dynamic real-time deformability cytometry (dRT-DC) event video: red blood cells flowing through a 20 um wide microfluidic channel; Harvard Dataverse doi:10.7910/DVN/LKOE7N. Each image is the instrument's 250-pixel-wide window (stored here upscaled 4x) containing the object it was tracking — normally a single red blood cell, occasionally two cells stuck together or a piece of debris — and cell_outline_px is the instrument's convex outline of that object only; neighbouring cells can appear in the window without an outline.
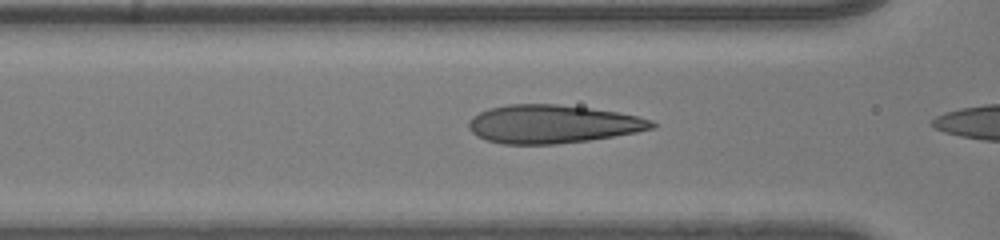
{"species": "human", "species_latin": "Homo sapiens", "temperature_condition": "room temperature", "stored_images_in_passage": 6, "camera_frame_rate_fps": 3000, "um_per_image_px": 0.085, "donor": {"sex": "male"}, "frame": {"image": 1, "passage_image": 4, "time_ms": 1.0, "image_size_px": [1000, 240], "cell_outline_px": [[656, 128], [636, 132], [588, 140], [556, 144], [504, 144], [484, 140], [476, 136], [468, 128], [468, 120], [472, 116], [488, 108], [508, 104], [556, 104], [588, 108], [616, 112], [636, 116], [652, 120], [656, 124]], "centroid_in_image_um": [46.91, 10.55], "position_along_channel_um": 119.7, "area_um2": 40.86}}